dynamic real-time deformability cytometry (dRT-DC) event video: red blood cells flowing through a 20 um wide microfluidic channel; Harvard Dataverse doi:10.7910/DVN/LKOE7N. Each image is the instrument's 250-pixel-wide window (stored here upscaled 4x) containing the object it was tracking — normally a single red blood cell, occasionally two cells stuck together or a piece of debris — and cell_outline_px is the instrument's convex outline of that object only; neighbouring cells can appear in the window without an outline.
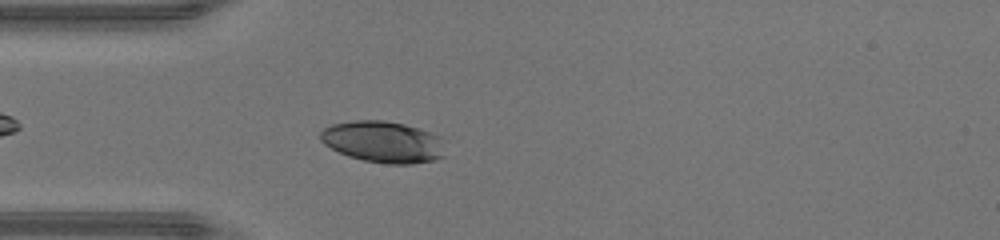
{"species": "human", "species_latin": "Homo sapiens", "temperature_condition": "warm", "stored_images_in_passage": 38, "camera_frame_rate_fps": 3000, "um_per_image_px": 0.085, "donor": {"sex": "male"}, "frame": {"image": 1, "passage_image": 5, "time_ms": 1.333, "image_size_px": [1000, 240], "cell_outline_px": [[444, 156], [436, 160], [412, 164], [388, 164], [364, 160], [348, 156], [324, 144], [320, 140], [320, 132], [324, 128], [332, 124], [356, 120], [384, 120], [404, 124], [440, 136]], "centroid_in_image_um": [32.55, 12.06], "position_along_channel_um": 52.5, "area_um2": 30.0}}
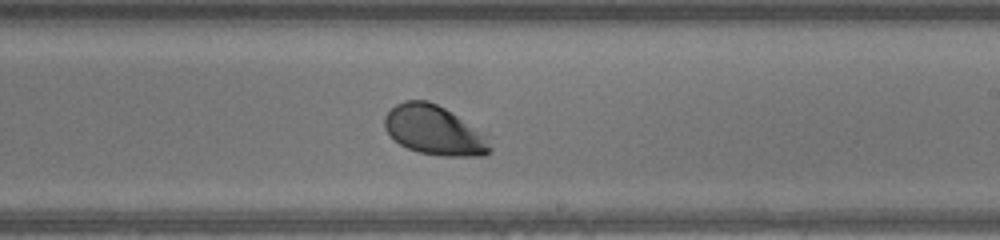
{"frame": {"image": 2, "passage_image": 19, "time_ms": 6.0, "image_size_px": [1000, 240], "cell_outline_px": [[492, 148], [484, 156], [440, 156], [420, 152], [408, 148], [400, 144], [384, 128], [384, 116], [396, 104], [404, 100], [428, 100], [444, 108], [488, 136]], "centroid_in_image_um": [36.91, 11.08], "position_along_channel_um": 252.1, "area_um2": 30.11}}
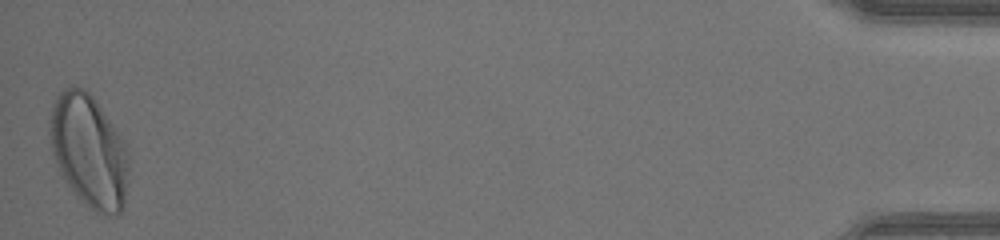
{"frame": {"image": 3, "passage_image": 38, "time_ms": 12.333, "image_size_px": [1000, 240], "cell_outline_px": [[128, 180], [124, 208], [120, 212], [96, 212], [76, 196], [64, 180], [60, 172], [52, 152], [48, 132], [52, 108], [56, 96], [64, 88], [72, 84], [84, 88], [96, 100], [120, 136], [128, 152]], "centroid_in_image_um": [7.54, 12.8], "position_along_channel_um": 427.7, "area_um2": 51.67}, "authors_computed_cell_mechanics": {"area_um2": 31.0964, "velocity_mm_per_s": 4.423, "shape_relaxation_time_tau1_ms": 1.5809, "shape_relaxation_time_tau2_ms": null, "deformation_change_tau1": 0.1356, "deformation_change_tau2": null}}